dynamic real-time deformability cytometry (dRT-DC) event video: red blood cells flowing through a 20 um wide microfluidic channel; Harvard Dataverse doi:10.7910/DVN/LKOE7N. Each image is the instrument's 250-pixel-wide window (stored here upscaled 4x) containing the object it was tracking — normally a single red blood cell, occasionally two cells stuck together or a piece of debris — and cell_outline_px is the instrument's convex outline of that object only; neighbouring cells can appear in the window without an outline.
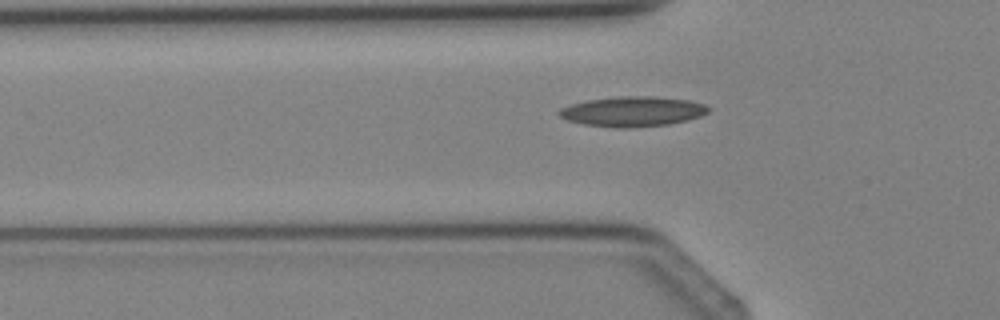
{"species": "Egyptian fruit bat (a non-hibernating species)", "species_latin": "Rousettus aegyptiacus", "temperature_condition": "cold", "stored_images_in_passage": 4, "camera_frame_rate_fps": 3000, "um_per_image_px": 0.085, "animal": {"sex": "female"}, "frame": {"image": 1, "passage_image": 4, "time_ms": 3.667, "image_size_px": [1000, 320], "cell_outline_px": [[712, 108], [708, 112], [700, 116], [688, 120], [668, 124], [632, 128], [616, 128], [584, 124], [568, 120], [560, 116], [556, 112], [560, 108], [584, 100], [616, 96], [652, 96], [688, 100], [704, 104]], "centroid_in_image_um": [53.76, 9.47], "position_along_channel_um": 72.0, "area_um2": 26.3}}